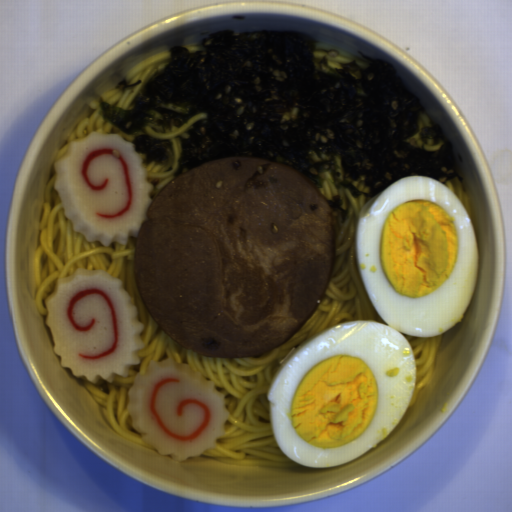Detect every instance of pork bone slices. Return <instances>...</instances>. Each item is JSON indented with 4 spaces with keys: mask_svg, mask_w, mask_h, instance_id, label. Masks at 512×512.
I'll use <instances>...</instances> for the list:
<instances>
[{
    "mask_svg": "<svg viewBox=\"0 0 512 512\" xmlns=\"http://www.w3.org/2000/svg\"><path fill=\"white\" fill-rule=\"evenodd\" d=\"M146 211L137 290L186 350L245 359L278 348L328 289L334 210L292 166L241 155L205 162L172 179Z\"/></svg>",
    "mask_w": 512,
    "mask_h": 512,
    "instance_id": "pork-bone-slices-1",
    "label": "pork bone slices"
}]
</instances>
